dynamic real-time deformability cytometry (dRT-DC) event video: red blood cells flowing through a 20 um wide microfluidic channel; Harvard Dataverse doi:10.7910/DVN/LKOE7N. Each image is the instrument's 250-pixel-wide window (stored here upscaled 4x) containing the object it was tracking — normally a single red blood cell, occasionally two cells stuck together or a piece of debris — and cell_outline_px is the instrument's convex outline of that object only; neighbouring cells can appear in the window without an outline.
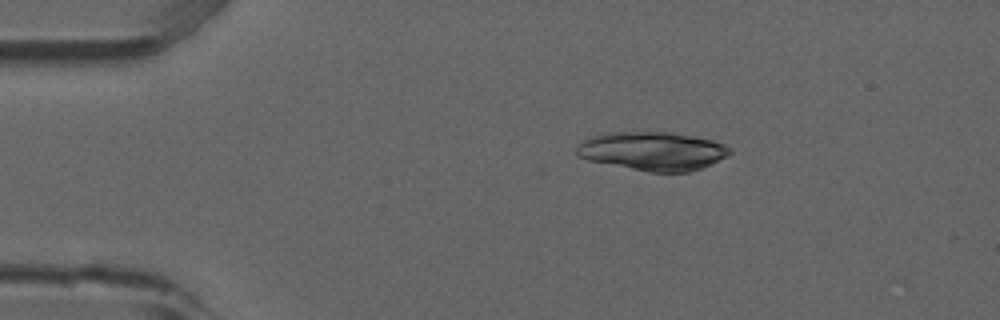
{"species": "common noctule bat (a hibernating species)", "species_latin": "Nyctalus noctula", "temperature_condition": "room temperature", "stored_images_in_passage": 3, "camera_frame_rate_fps": 3000, "um_per_image_px": 0.085, "animal": {"sex": "male", "forearm_length_mm": 52.5}, "frame": {"image": 1, "passage_image": 1, "time_ms": 0.0, "image_size_px": [1000, 320], "cell_outline_px": [[732, 152], [728, 156], [700, 168], [688, 172], [652, 172], [588, 160], [580, 156], [576, 152], [576, 148], [580, 140], [588, 136], [608, 132], [664, 132], [692, 136], [712, 140], [724, 144]], "centroid_in_image_um": [55.43, 12.83], "position_along_channel_um": 29.6, "area_um2": 34.22}}